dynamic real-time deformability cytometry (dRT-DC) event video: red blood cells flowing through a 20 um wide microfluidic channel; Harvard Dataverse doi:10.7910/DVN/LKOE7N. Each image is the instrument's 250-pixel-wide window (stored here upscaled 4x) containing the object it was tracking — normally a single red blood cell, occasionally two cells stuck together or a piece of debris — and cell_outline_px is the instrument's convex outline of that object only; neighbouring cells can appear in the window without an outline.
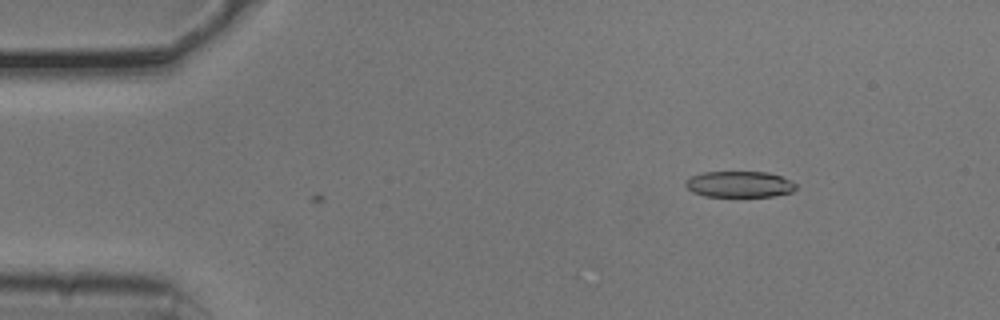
{"species": "common noctule bat (a hibernating species)", "species_latin": "Nyctalus noctula", "temperature_condition": "cold", "stored_images_in_passage": 2, "camera_frame_rate_fps": 3000, "um_per_image_px": 0.085, "animal": {"sex": "male", "body_mass_g": 20.5, "forearm_length_mm": 52.5}, "frame": {"image": 1, "passage_image": 2, "time_ms": 0.333, "image_size_px": [1000, 320], "cell_outline_px": [[796, 188], [792, 192], [772, 196], [704, 196], [692, 192], [684, 184], [692, 176], [704, 172], [768, 172], [780, 176], [796, 184]], "centroid_in_image_um": [62.85, 15.66], "position_along_channel_um": 22.2, "area_um2": 16.59}}